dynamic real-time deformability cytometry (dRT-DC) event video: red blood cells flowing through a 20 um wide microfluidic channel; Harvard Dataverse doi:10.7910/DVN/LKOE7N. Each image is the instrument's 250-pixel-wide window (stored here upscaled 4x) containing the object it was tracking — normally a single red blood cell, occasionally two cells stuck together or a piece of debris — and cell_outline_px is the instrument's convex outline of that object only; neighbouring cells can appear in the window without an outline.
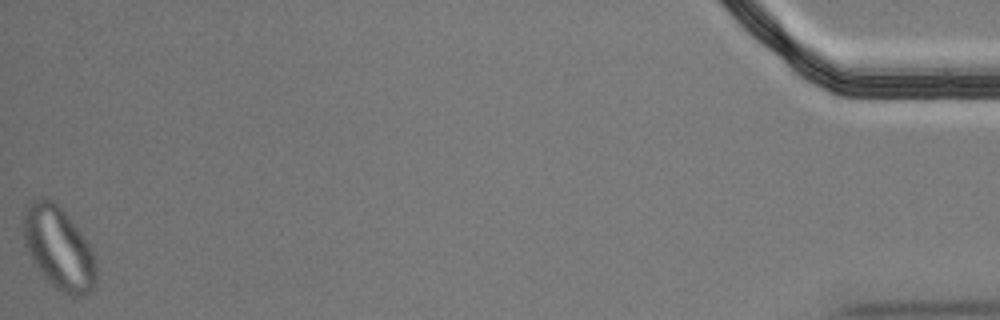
{"species": "Egyptian fruit bat (a non-hibernating species)", "species_latin": "Rousettus aegyptiacus", "temperature_condition": "cold", "stored_images_in_passage": 15, "segment_of_instrument_passage": [2, 2], "camera_frame_rate_fps": 3000, "um_per_image_px": 0.085, "animal": {"sex": "male"}, "frame": {"image": 1, "passage_image": 15, "time_ms": 4.667, "image_size_px": [1000, 320], "cell_outline_px": [[96, 284], [84, 296], [72, 296], [56, 288], [40, 272], [32, 260], [24, 244], [24, 216], [32, 200], [40, 196], [44, 196], [56, 200], [60, 204], [80, 232], [88, 244], [92, 252], [96, 264]], "centroid_in_image_um": [4.99, 21.05], "position_along_channel_um": 430.2, "area_um2": 34.85}}